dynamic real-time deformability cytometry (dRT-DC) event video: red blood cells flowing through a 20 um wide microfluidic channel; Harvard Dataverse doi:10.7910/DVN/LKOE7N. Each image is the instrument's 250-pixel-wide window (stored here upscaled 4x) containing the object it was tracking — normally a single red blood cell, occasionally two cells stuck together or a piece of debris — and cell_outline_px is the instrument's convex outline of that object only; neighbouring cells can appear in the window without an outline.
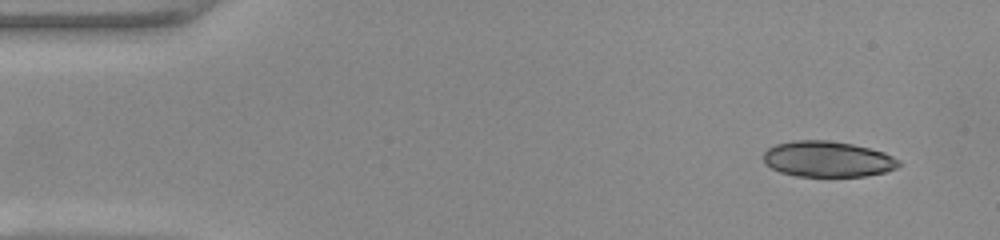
{"species": "common noctule bat (a hibernating species)", "species_latin": "Nyctalus noctula", "temperature_condition": "warm", "stored_images_in_passage": 46, "camera_frame_rate_fps": 3000, "um_per_image_px": 0.085, "animal": {"sex": "female", "body_mass_g": 22.0, "forearm_length_mm": 56.7}, "frame": {"image": 1, "passage_image": 1, "time_ms": 0.0, "image_size_px": [1000, 240], "cell_outline_px": [[900, 164], [896, 168], [884, 172], [864, 176], [796, 176], [780, 172], [772, 168], [764, 160], [764, 152], [768, 148], [776, 144], [796, 140], [828, 140], [852, 144], [884, 152], [900, 160]], "centroid_in_image_um": [70.35, 13.52], "position_along_channel_um": 14.6, "area_um2": 28.03}}
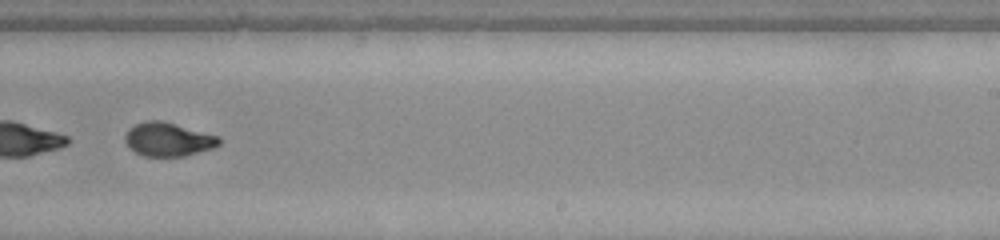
{"frame": {"image": 2, "passage_image": 28, "time_ms": 9.0, "image_size_px": [1000, 240], "cell_outline_px": [[220, 144], [212, 148], [184, 156], [144, 156], [136, 152], [124, 140], [124, 136], [136, 124], [144, 120], [160, 120], [220, 136]], "centroid_in_image_um": [14.32, 11.84], "position_along_channel_um": 274.7, "area_um2": 18.15}}
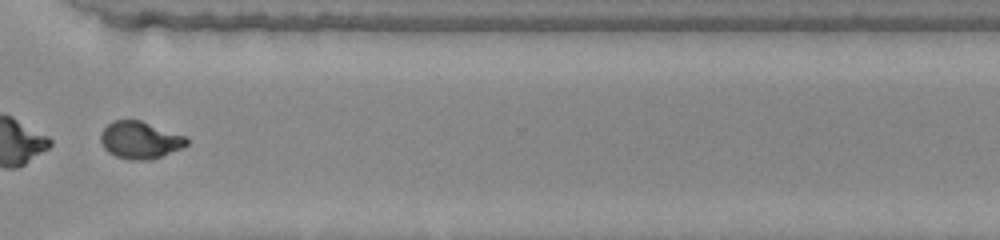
{"frame": {"image": 3, "passage_image": 34, "time_ms": 11.0, "image_size_px": [1000, 240], "cell_outline_px": [[188, 144], [184, 148], [148, 160], [132, 160], [116, 156], [108, 152], [104, 148], [100, 140], [100, 132], [112, 120], [140, 120], [188, 136]], "centroid_in_image_um": [11.92, 11.89], "position_along_channel_um": 358.7, "area_um2": 18.84}, "authors_computed_cell_mechanics": {"area_um2": 20.4034, "velocity_mm_per_s": 4.1663, "shape_relaxation_time_tau1_ms": 3.8082, "shape_relaxation_time_tau2_ms": 0.7946, "deformation_change_tau1": 0.213, "deformation_change_tau2": 0.0546}}